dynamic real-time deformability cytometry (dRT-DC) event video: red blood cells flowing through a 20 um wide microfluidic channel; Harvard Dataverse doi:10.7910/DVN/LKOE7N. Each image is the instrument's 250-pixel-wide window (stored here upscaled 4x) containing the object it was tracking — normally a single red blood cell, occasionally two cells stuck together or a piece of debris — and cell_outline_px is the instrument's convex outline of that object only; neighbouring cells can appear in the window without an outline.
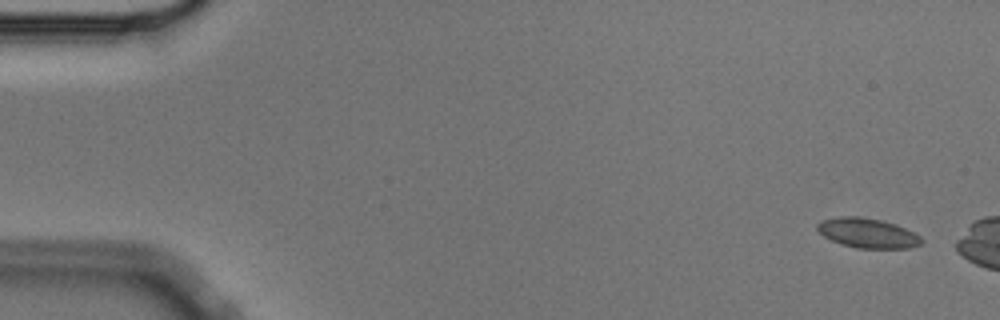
{"species": "Egyptian fruit bat (a non-hibernating species)", "species_latin": "Rousettus aegyptiacus", "temperature_condition": "cold", "stored_images_in_passage": 11, "camera_frame_rate_fps": 3000, "um_per_image_px": 0.085, "animal": {"sex": "male"}, "frame": {"image": 1, "passage_image": 1, "time_ms": 0.0, "image_size_px": [1000, 320], "cell_outline_px": [[924, 240], [920, 244], [912, 248], [856, 248], [840, 244], [824, 236], [816, 228], [816, 224], [820, 220], [840, 216], [856, 216], [880, 220], [904, 228], [920, 236]], "centroid_in_image_um": [73.71, 19.82], "position_along_channel_um": 11.3, "area_um2": 17.92}}